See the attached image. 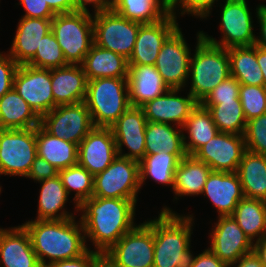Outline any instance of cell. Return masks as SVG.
<instances>
[{"instance_id": "cell-1", "label": "cell", "mask_w": 266, "mask_h": 267, "mask_svg": "<svg viewBox=\"0 0 266 267\" xmlns=\"http://www.w3.org/2000/svg\"><path fill=\"white\" fill-rule=\"evenodd\" d=\"M137 200L92 196L79 211L85 239L90 238L95 252H107L119 239L133 229Z\"/></svg>"}, {"instance_id": "cell-2", "label": "cell", "mask_w": 266, "mask_h": 267, "mask_svg": "<svg viewBox=\"0 0 266 267\" xmlns=\"http://www.w3.org/2000/svg\"><path fill=\"white\" fill-rule=\"evenodd\" d=\"M74 219L31 220L22 224L30 235L33 250L42 267L52 262L77 258L89 249L82 222L76 223ZM45 257L49 259L48 263Z\"/></svg>"}, {"instance_id": "cell-3", "label": "cell", "mask_w": 266, "mask_h": 267, "mask_svg": "<svg viewBox=\"0 0 266 267\" xmlns=\"http://www.w3.org/2000/svg\"><path fill=\"white\" fill-rule=\"evenodd\" d=\"M193 216H182L163 207L154 219L153 267H191L195 256L190 251Z\"/></svg>"}, {"instance_id": "cell-4", "label": "cell", "mask_w": 266, "mask_h": 267, "mask_svg": "<svg viewBox=\"0 0 266 267\" xmlns=\"http://www.w3.org/2000/svg\"><path fill=\"white\" fill-rule=\"evenodd\" d=\"M195 54L190 60L189 93L201 103L210 92L230 76L228 49L206 41L202 31L197 33Z\"/></svg>"}, {"instance_id": "cell-5", "label": "cell", "mask_w": 266, "mask_h": 267, "mask_svg": "<svg viewBox=\"0 0 266 267\" xmlns=\"http://www.w3.org/2000/svg\"><path fill=\"white\" fill-rule=\"evenodd\" d=\"M95 127L111 128L131 107L127 78H98L87 81L84 100Z\"/></svg>"}, {"instance_id": "cell-6", "label": "cell", "mask_w": 266, "mask_h": 267, "mask_svg": "<svg viewBox=\"0 0 266 267\" xmlns=\"http://www.w3.org/2000/svg\"><path fill=\"white\" fill-rule=\"evenodd\" d=\"M51 31L58 41L68 64L81 65L94 43L93 15L87 11L56 14Z\"/></svg>"}, {"instance_id": "cell-7", "label": "cell", "mask_w": 266, "mask_h": 267, "mask_svg": "<svg viewBox=\"0 0 266 267\" xmlns=\"http://www.w3.org/2000/svg\"><path fill=\"white\" fill-rule=\"evenodd\" d=\"M142 23L128 20L112 9L94 12V44L129 59Z\"/></svg>"}, {"instance_id": "cell-8", "label": "cell", "mask_w": 266, "mask_h": 267, "mask_svg": "<svg viewBox=\"0 0 266 267\" xmlns=\"http://www.w3.org/2000/svg\"><path fill=\"white\" fill-rule=\"evenodd\" d=\"M36 156V128L0 129V175L26 177Z\"/></svg>"}, {"instance_id": "cell-9", "label": "cell", "mask_w": 266, "mask_h": 267, "mask_svg": "<svg viewBox=\"0 0 266 267\" xmlns=\"http://www.w3.org/2000/svg\"><path fill=\"white\" fill-rule=\"evenodd\" d=\"M140 188L139 162L117 156L104 171L94 176L93 196L137 200Z\"/></svg>"}, {"instance_id": "cell-10", "label": "cell", "mask_w": 266, "mask_h": 267, "mask_svg": "<svg viewBox=\"0 0 266 267\" xmlns=\"http://www.w3.org/2000/svg\"><path fill=\"white\" fill-rule=\"evenodd\" d=\"M106 253L118 267H153L154 220L136 225Z\"/></svg>"}, {"instance_id": "cell-11", "label": "cell", "mask_w": 266, "mask_h": 267, "mask_svg": "<svg viewBox=\"0 0 266 267\" xmlns=\"http://www.w3.org/2000/svg\"><path fill=\"white\" fill-rule=\"evenodd\" d=\"M40 125L51 135L78 145L95 127L84 101L56 106L40 118Z\"/></svg>"}, {"instance_id": "cell-12", "label": "cell", "mask_w": 266, "mask_h": 267, "mask_svg": "<svg viewBox=\"0 0 266 267\" xmlns=\"http://www.w3.org/2000/svg\"><path fill=\"white\" fill-rule=\"evenodd\" d=\"M253 21L246 0H226L221 11L220 30L223 34L221 42L206 35L203 38L219 47L229 49L232 47L252 46L255 43L253 34Z\"/></svg>"}, {"instance_id": "cell-13", "label": "cell", "mask_w": 266, "mask_h": 267, "mask_svg": "<svg viewBox=\"0 0 266 267\" xmlns=\"http://www.w3.org/2000/svg\"><path fill=\"white\" fill-rule=\"evenodd\" d=\"M13 89L40 118L55 108L51 69L19 65L13 79Z\"/></svg>"}, {"instance_id": "cell-14", "label": "cell", "mask_w": 266, "mask_h": 267, "mask_svg": "<svg viewBox=\"0 0 266 267\" xmlns=\"http://www.w3.org/2000/svg\"><path fill=\"white\" fill-rule=\"evenodd\" d=\"M191 49L177 28L163 43L155 67L169 88H184L189 78Z\"/></svg>"}, {"instance_id": "cell-15", "label": "cell", "mask_w": 266, "mask_h": 267, "mask_svg": "<svg viewBox=\"0 0 266 267\" xmlns=\"http://www.w3.org/2000/svg\"><path fill=\"white\" fill-rule=\"evenodd\" d=\"M245 151L244 135L218 132L192 156L212 171L237 172Z\"/></svg>"}, {"instance_id": "cell-16", "label": "cell", "mask_w": 266, "mask_h": 267, "mask_svg": "<svg viewBox=\"0 0 266 267\" xmlns=\"http://www.w3.org/2000/svg\"><path fill=\"white\" fill-rule=\"evenodd\" d=\"M210 233V250L228 266L253 251L254 243L232 216H220Z\"/></svg>"}, {"instance_id": "cell-17", "label": "cell", "mask_w": 266, "mask_h": 267, "mask_svg": "<svg viewBox=\"0 0 266 267\" xmlns=\"http://www.w3.org/2000/svg\"><path fill=\"white\" fill-rule=\"evenodd\" d=\"M117 156L111 128L94 127L78 145V164L93 176L104 171Z\"/></svg>"}, {"instance_id": "cell-18", "label": "cell", "mask_w": 266, "mask_h": 267, "mask_svg": "<svg viewBox=\"0 0 266 267\" xmlns=\"http://www.w3.org/2000/svg\"><path fill=\"white\" fill-rule=\"evenodd\" d=\"M176 12L153 24H142L138 30L128 64L155 65L166 39L179 27Z\"/></svg>"}, {"instance_id": "cell-19", "label": "cell", "mask_w": 266, "mask_h": 267, "mask_svg": "<svg viewBox=\"0 0 266 267\" xmlns=\"http://www.w3.org/2000/svg\"><path fill=\"white\" fill-rule=\"evenodd\" d=\"M147 120L140 107H130L112 125L118 156L140 161L145 156V130ZM125 145L129 152L123 154Z\"/></svg>"}, {"instance_id": "cell-20", "label": "cell", "mask_w": 266, "mask_h": 267, "mask_svg": "<svg viewBox=\"0 0 266 267\" xmlns=\"http://www.w3.org/2000/svg\"><path fill=\"white\" fill-rule=\"evenodd\" d=\"M180 90L182 89L170 88L163 95L141 106L147 122L174 123L182 128L198 102L190 93L187 97L178 96Z\"/></svg>"}, {"instance_id": "cell-21", "label": "cell", "mask_w": 266, "mask_h": 267, "mask_svg": "<svg viewBox=\"0 0 266 267\" xmlns=\"http://www.w3.org/2000/svg\"><path fill=\"white\" fill-rule=\"evenodd\" d=\"M202 194L207 196L220 216H231L244 193L237 172L211 171Z\"/></svg>"}, {"instance_id": "cell-22", "label": "cell", "mask_w": 266, "mask_h": 267, "mask_svg": "<svg viewBox=\"0 0 266 267\" xmlns=\"http://www.w3.org/2000/svg\"><path fill=\"white\" fill-rule=\"evenodd\" d=\"M3 267H42L23 225L0 228V264Z\"/></svg>"}, {"instance_id": "cell-23", "label": "cell", "mask_w": 266, "mask_h": 267, "mask_svg": "<svg viewBox=\"0 0 266 267\" xmlns=\"http://www.w3.org/2000/svg\"><path fill=\"white\" fill-rule=\"evenodd\" d=\"M127 81L131 107H141L170 89L155 65L129 64Z\"/></svg>"}, {"instance_id": "cell-24", "label": "cell", "mask_w": 266, "mask_h": 267, "mask_svg": "<svg viewBox=\"0 0 266 267\" xmlns=\"http://www.w3.org/2000/svg\"><path fill=\"white\" fill-rule=\"evenodd\" d=\"M52 19L22 17L8 55L18 65L27 64L36 54L42 38L51 31Z\"/></svg>"}, {"instance_id": "cell-25", "label": "cell", "mask_w": 266, "mask_h": 267, "mask_svg": "<svg viewBox=\"0 0 266 267\" xmlns=\"http://www.w3.org/2000/svg\"><path fill=\"white\" fill-rule=\"evenodd\" d=\"M87 78L82 65L68 64L51 69V86L55 107L83 102Z\"/></svg>"}, {"instance_id": "cell-26", "label": "cell", "mask_w": 266, "mask_h": 267, "mask_svg": "<svg viewBox=\"0 0 266 267\" xmlns=\"http://www.w3.org/2000/svg\"><path fill=\"white\" fill-rule=\"evenodd\" d=\"M87 80L98 78H127L128 59L94 44L81 64Z\"/></svg>"}, {"instance_id": "cell-27", "label": "cell", "mask_w": 266, "mask_h": 267, "mask_svg": "<svg viewBox=\"0 0 266 267\" xmlns=\"http://www.w3.org/2000/svg\"><path fill=\"white\" fill-rule=\"evenodd\" d=\"M37 155L58 171L78 163V144L57 138L41 125L36 127Z\"/></svg>"}, {"instance_id": "cell-28", "label": "cell", "mask_w": 266, "mask_h": 267, "mask_svg": "<svg viewBox=\"0 0 266 267\" xmlns=\"http://www.w3.org/2000/svg\"><path fill=\"white\" fill-rule=\"evenodd\" d=\"M171 124L147 122L145 130V154H156L165 150L179 160L187 156L184 148L183 129L177 130Z\"/></svg>"}, {"instance_id": "cell-29", "label": "cell", "mask_w": 266, "mask_h": 267, "mask_svg": "<svg viewBox=\"0 0 266 267\" xmlns=\"http://www.w3.org/2000/svg\"><path fill=\"white\" fill-rule=\"evenodd\" d=\"M237 174L246 198L266 201V155L246 150Z\"/></svg>"}, {"instance_id": "cell-30", "label": "cell", "mask_w": 266, "mask_h": 267, "mask_svg": "<svg viewBox=\"0 0 266 267\" xmlns=\"http://www.w3.org/2000/svg\"><path fill=\"white\" fill-rule=\"evenodd\" d=\"M40 125V117L12 88L0 98V129H29Z\"/></svg>"}, {"instance_id": "cell-31", "label": "cell", "mask_w": 266, "mask_h": 267, "mask_svg": "<svg viewBox=\"0 0 266 267\" xmlns=\"http://www.w3.org/2000/svg\"><path fill=\"white\" fill-rule=\"evenodd\" d=\"M111 9L128 20L153 24L172 12V0H114Z\"/></svg>"}, {"instance_id": "cell-32", "label": "cell", "mask_w": 266, "mask_h": 267, "mask_svg": "<svg viewBox=\"0 0 266 267\" xmlns=\"http://www.w3.org/2000/svg\"><path fill=\"white\" fill-rule=\"evenodd\" d=\"M40 184L38 216L35 220H63L75 217L64 208L69 195L59 175L40 181Z\"/></svg>"}, {"instance_id": "cell-33", "label": "cell", "mask_w": 266, "mask_h": 267, "mask_svg": "<svg viewBox=\"0 0 266 267\" xmlns=\"http://www.w3.org/2000/svg\"><path fill=\"white\" fill-rule=\"evenodd\" d=\"M212 169L193 156L182 158L177 166L174 177L173 191L176 196H194L202 194L205 182Z\"/></svg>"}, {"instance_id": "cell-34", "label": "cell", "mask_w": 266, "mask_h": 267, "mask_svg": "<svg viewBox=\"0 0 266 267\" xmlns=\"http://www.w3.org/2000/svg\"><path fill=\"white\" fill-rule=\"evenodd\" d=\"M182 129L189 134L188 137L185 134L183 137L184 148L189 156H192L201 146L206 144L219 132L213 122L209 109L201 103H198L192 109ZM186 138L189 139V142Z\"/></svg>"}, {"instance_id": "cell-35", "label": "cell", "mask_w": 266, "mask_h": 267, "mask_svg": "<svg viewBox=\"0 0 266 267\" xmlns=\"http://www.w3.org/2000/svg\"><path fill=\"white\" fill-rule=\"evenodd\" d=\"M230 76L240 84L264 86L263 73L257 63V46L232 47L228 49Z\"/></svg>"}, {"instance_id": "cell-36", "label": "cell", "mask_w": 266, "mask_h": 267, "mask_svg": "<svg viewBox=\"0 0 266 267\" xmlns=\"http://www.w3.org/2000/svg\"><path fill=\"white\" fill-rule=\"evenodd\" d=\"M231 216L252 242L266 237V201L244 197Z\"/></svg>"}, {"instance_id": "cell-37", "label": "cell", "mask_w": 266, "mask_h": 267, "mask_svg": "<svg viewBox=\"0 0 266 267\" xmlns=\"http://www.w3.org/2000/svg\"><path fill=\"white\" fill-rule=\"evenodd\" d=\"M179 162L174 154H167L165 150L156 154H145L139 161L140 186L149 176L155 182L170 185L173 190L175 171Z\"/></svg>"}, {"instance_id": "cell-38", "label": "cell", "mask_w": 266, "mask_h": 267, "mask_svg": "<svg viewBox=\"0 0 266 267\" xmlns=\"http://www.w3.org/2000/svg\"><path fill=\"white\" fill-rule=\"evenodd\" d=\"M209 109L219 132L244 135L247 121L240 101H222L220 104H202Z\"/></svg>"}, {"instance_id": "cell-39", "label": "cell", "mask_w": 266, "mask_h": 267, "mask_svg": "<svg viewBox=\"0 0 266 267\" xmlns=\"http://www.w3.org/2000/svg\"><path fill=\"white\" fill-rule=\"evenodd\" d=\"M58 175L68 195L71 191H76L73 201L78 211L79 206L93 196L94 176L78 163L58 171Z\"/></svg>"}, {"instance_id": "cell-40", "label": "cell", "mask_w": 266, "mask_h": 267, "mask_svg": "<svg viewBox=\"0 0 266 267\" xmlns=\"http://www.w3.org/2000/svg\"><path fill=\"white\" fill-rule=\"evenodd\" d=\"M27 65L44 69H54L68 65L52 31L42 38V42L38 46L35 56Z\"/></svg>"}, {"instance_id": "cell-41", "label": "cell", "mask_w": 266, "mask_h": 267, "mask_svg": "<svg viewBox=\"0 0 266 267\" xmlns=\"http://www.w3.org/2000/svg\"><path fill=\"white\" fill-rule=\"evenodd\" d=\"M240 102L246 121L266 114V88L264 86H240Z\"/></svg>"}, {"instance_id": "cell-42", "label": "cell", "mask_w": 266, "mask_h": 267, "mask_svg": "<svg viewBox=\"0 0 266 267\" xmlns=\"http://www.w3.org/2000/svg\"><path fill=\"white\" fill-rule=\"evenodd\" d=\"M244 141L246 150L266 155V114L247 121Z\"/></svg>"}, {"instance_id": "cell-43", "label": "cell", "mask_w": 266, "mask_h": 267, "mask_svg": "<svg viewBox=\"0 0 266 267\" xmlns=\"http://www.w3.org/2000/svg\"><path fill=\"white\" fill-rule=\"evenodd\" d=\"M241 84L232 76L218 84L201 104H220L222 101H240Z\"/></svg>"}, {"instance_id": "cell-44", "label": "cell", "mask_w": 266, "mask_h": 267, "mask_svg": "<svg viewBox=\"0 0 266 267\" xmlns=\"http://www.w3.org/2000/svg\"><path fill=\"white\" fill-rule=\"evenodd\" d=\"M215 1L216 0H172V11L175 12L177 6L178 8L181 6V15L192 14L196 17L206 18L209 17L211 13L210 10Z\"/></svg>"}, {"instance_id": "cell-45", "label": "cell", "mask_w": 266, "mask_h": 267, "mask_svg": "<svg viewBox=\"0 0 266 267\" xmlns=\"http://www.w3.org/2000/svg\"><path fill=\"white\" fill-rule=\"evenodd\" d=\"M18 66L8 54L0 53V98L13 88V79Z\"/></svg>"}, {"instance_id": "cell-46", "label": "cell", "mask_w": 266, "mask_h": 267, "mask_svg": "<svg viewBox=\"0 0 266 267\" xmlns=\"http://www.w3.org/2000/svg\"><path fill=\"white\" fill-rule=\"evenodd\" d=\"M19 4L26 12L23 17L52 19L56 15L45 0H20Z\"/></svg>"}, {"instance_id": "cell-47", "label": "cell", "mask_w": 266, "mask_h": 267, "mask_svg": "<svg viewBox=\"0 0 266 267\" xmlns=\"http://www.w3.org/2000/svg\"><path fill=\"white\" fill-rule=\"evenodd\" d=\"M58 175V170L49 164L46 160H44L40 156H36L29 173L26 178H31L35 181H43L45 179L53 178Z\"/></svg>"}, {"instance_id": "cell-48", "label": "cell", "mask_w": 266, "mask_h": 267, "mask_svg": "<svg viewBox=\"0 0 266 267\" xmlns=\"http://www.w3.org/2000/svg\"><path fill=\"white\" fill-rule=\"evenodd\" d=\"M97 253L98 252H95L94 250L88 249L84 254L77 258L52 262L46 264L44 267H91L92 258Z\"/></svg>"}, {"instance_id": "cell-49", "label": "cell", "mask_w": 266, "mask_h": 267, "mask_svg": "<svg viewBox=\"0 0 266 267\" xmlns=\"http://www.w3.org/2000/svg\"><path fill=\"white\" fill-rule=\"evenodd\" d=\"M191 267H229L221 261L208 247L203 253L195 256Z\"/></svg>"}, {"instance_id": "cell-50", "label": "cell", "mask_w": 266, "mask_h": 267, "mask_svg": "<svg viewBox=\"0 0 266 267\" xmlns=\"http://www.w3.org/2000/svg\"><path fill=\"white\" fill-rule=\"evenodd\" d=\"M256 17H258V21L260 24V36H256L254 45L265 48L266 49V5L260 4L256 8Z\"/></svg>"}, {"instance_id": "cell-51", "label": "cell", "mask_w": 266, "mask_h": 267, "mask_svg": "<svg viewBox=\"0 0 266 267\" xmlns=\"http://www.w3.org/2000/svg\"><path fill=\"white\" fill-rule=\"evenodd\" d=\"M114 3V0H76V11H87V4H93L92 6L94 7L95 11L94 12H99V11H105L109 10L112 8Z\"/></svg>"}, {"instance_id": "cell-52", "label": "cell", "mask_w": 266, "mask_h": 267, "mask_svg": "<svg viewBox=\"0 0 266 267\" xmlns=\"http://www.w3.org/2000/svg\"><path fill=\"white\" fill-rule=\"evenodd\" d=\"M55 14L76 11V0H45Z\"/></svg>"}, {"instance_id": "cell-53", "label": "cell", "mask_w": 266, "mask_h": 267, "mask_svg": "<svg viewBox=\"0 0 266 267\" xmlns=\"http://www.w3.org/2000/svg\"><path fill=\"white\" fill-rule=\"evenodd\" d=\"M231 266L233 267H236V266L237 267H265L260 261V258L256 255L254 251L243 255L235 263L229 265V267Z\"/></svg>"}, {"instance_id": "cell-54", "label": "cell", "mask_w": 266, "mask_h": 267, "mask_svg": "<svg viewBox=\"0 0 266 267\" xmlns=\"http://www.w3.org/2000/svg\"><path fill=\"white\" fill-rule=\"evenodd\" d=\"M91 267H118L106 252H98L92 258Z\"/></svg>"}, {"instance_id": "cell-55", "label": "cell", "mask_w": 266, "mask_h": 267, "mask_svg": "<svg viewBox=\"0 0 266 267\" xmlns=\"http://www.w3.org/2000/svg\"><path fill=\"white\" fill-rule=\"evenodd\" d=\"M253 251L260 258L262 264L266 267V237L255 241Z\"/></svg>"}, {"instance_id": "cell-56", "label": "cell", "mask_w": 266, "mask_h": 267, "mask_svg": "<svg viewBox=\"0 0 266 267\" xmlns=\"http://www.w3.org/2000/svg\"><path fill=\"white\" fill-rule=\"evenodd\" d=\"M257 63L263 73L264 87L266 88V49L257 46Z\"/></svg>"}]
</instances>
